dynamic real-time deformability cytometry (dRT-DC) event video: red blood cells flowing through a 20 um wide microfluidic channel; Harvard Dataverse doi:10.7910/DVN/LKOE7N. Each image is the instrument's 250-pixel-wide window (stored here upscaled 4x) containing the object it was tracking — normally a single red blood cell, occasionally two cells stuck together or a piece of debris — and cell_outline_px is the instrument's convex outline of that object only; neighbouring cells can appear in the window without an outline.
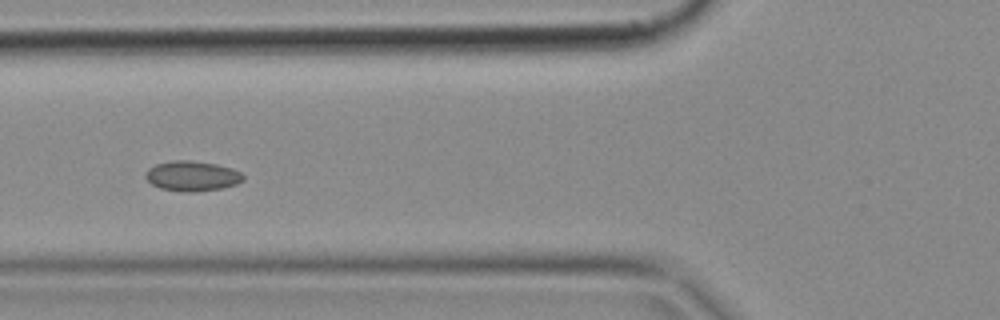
{"species": "common noctule bat (a hibernating species)", "species_latin": "Nyctalus noctula", "temperature_condition": "cold", "stored_images_in_passage": 8, "camera_frame_rate_fps": 3000, "um_per_image_px": 0.085, "animal": {"sex": "female", "body_mass_g": 18.4}, "frame": {"image": 1, "passage_image": 4, "time_ms": 1.0, "image_size_px": [1000, 320], "cell_outline_px": [[244, 180], [236, 184], [220, 188], [192, 192], [184, 192], [160, 188], [152, 184], [144, 176], [148, 168], [156, 164], [172, 160], [188, 160], [216, 164], [232, 168], [240, 172], [244, 176]], "centroid_in_image_um": [16.32, 14.95], "position_along_channel_um": 109.5, "area_um2": 17.05}}
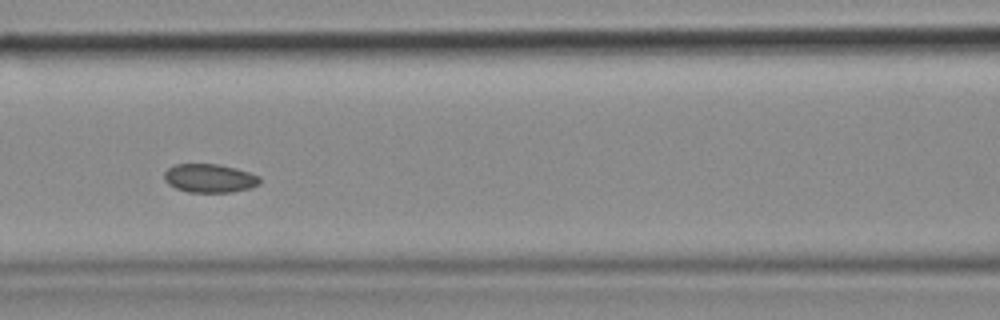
{"frame": {"image": 2, "passage_image": 5, "time_ms": 1.333, "image_size_px": [1000, 320], "cell_outline_px": [[260, 184], [248, 188], [232, 192], [188, 192], [176, 188], [168, 184], [164, 180], [164, 172], [168, 168], [176, 164], [220, 164], [236, 168], [260, 176]], "centroid_in_image_um": [17.8, 15.14], "position_along_channel_um": 148.8, "area_um2": 15.95}}